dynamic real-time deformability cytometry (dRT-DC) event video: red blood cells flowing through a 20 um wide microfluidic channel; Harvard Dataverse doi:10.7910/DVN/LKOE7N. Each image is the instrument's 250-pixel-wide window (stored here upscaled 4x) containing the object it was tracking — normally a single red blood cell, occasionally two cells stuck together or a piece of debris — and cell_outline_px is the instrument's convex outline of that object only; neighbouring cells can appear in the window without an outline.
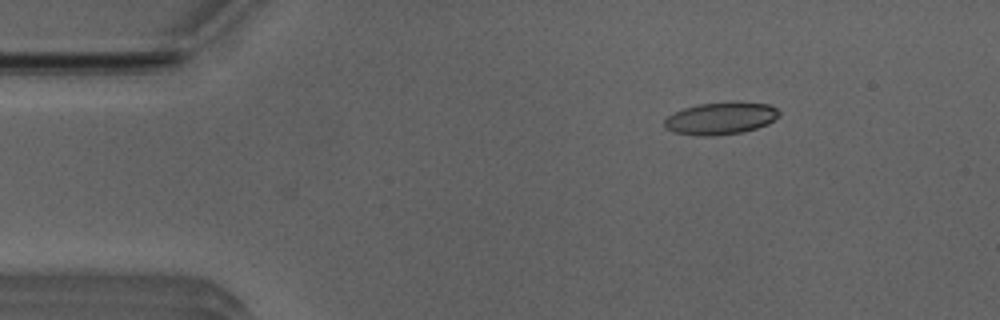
{"species": "Egyptian fruit bat (a non-hibernating species)", "species_latin": "Rousettus aegyptiacus", "temperature_condition": "room temperature", "stored_images_in_passage": 3, "camera_frame_rate_fps": 3000, "um_per_image_px": 0.085, "animal": {"sex": "male"}, "frame": {"image": 1, "passage_image": 3, "time_ms": 0.667, "image_size_px": [1000, 320], "cell_outline_px": [[780, 116], [768, 124], [744, 132], [716, 136], [700, 136], [672, 132], [664, 128], [664, 120], [668, 116], [684, 108], [696, 104], [768, 104], [776, 108], [780, 112]], "centroid_in_image_um": [61.23, 10.11], "position_along_channel_um": 23.8, "area_um2": 21.1}}